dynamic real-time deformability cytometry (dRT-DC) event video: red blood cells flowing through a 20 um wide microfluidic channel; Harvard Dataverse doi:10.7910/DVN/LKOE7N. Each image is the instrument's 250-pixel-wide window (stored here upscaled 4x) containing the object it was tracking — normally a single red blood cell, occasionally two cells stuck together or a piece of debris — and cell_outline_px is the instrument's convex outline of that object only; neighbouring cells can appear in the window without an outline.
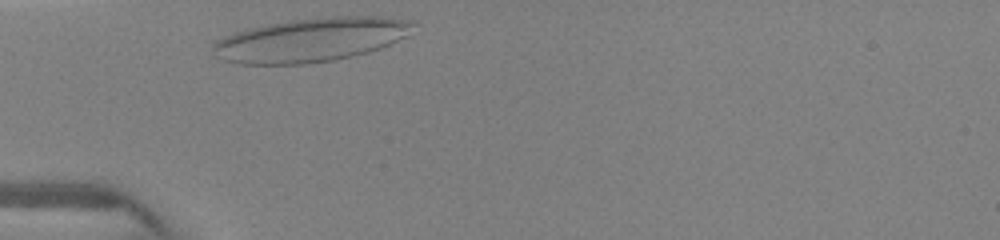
{"species": "human", "species_latin": "Homo sapiens", "temperature_condition": "warm", "stored_images_in_passage": 2, "camera_frame_rate_fps": 3000, "um_per_image_px": 0.085, "donor": {"sex": "female"}, "frame": {"image": 1, "passage_image": 1, "time_ms": 0.0, "image_size_px": [1000, 240], "cell_outline_px": [[416, 24], [404, 36], [380, 48], [368, 52], [352, 56], [332, 60], [304, 64], [240, 64], [220, 60], [216, 56], [212, 48], [212, 44], [216, 40], [224, 36], [248, 28], [288, 20], [332, 16], [384, 16], [412, 20]], "centroid_in_image_um": [26.39, 3.38], "position_along_channel_um": 58.6, "area_um2": 51.21}}